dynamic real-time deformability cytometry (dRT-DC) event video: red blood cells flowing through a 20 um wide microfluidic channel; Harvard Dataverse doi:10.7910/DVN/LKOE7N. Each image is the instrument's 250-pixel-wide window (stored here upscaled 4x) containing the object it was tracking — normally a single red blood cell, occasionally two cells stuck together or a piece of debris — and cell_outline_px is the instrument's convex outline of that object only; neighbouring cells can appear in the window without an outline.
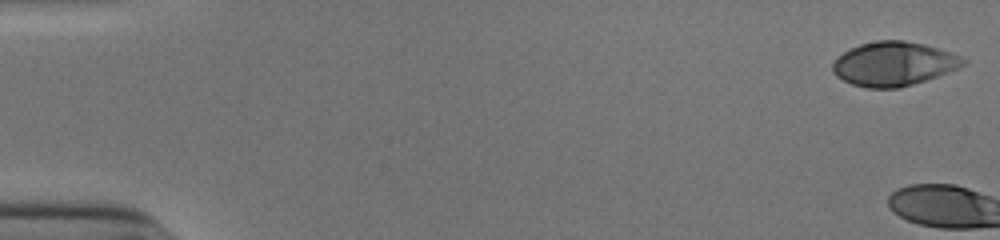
{"species": "human", "species_latin": "Homo sapiens", "temperature_condition": "cold", "stored_images_in_passage": 4, "camera_frame_rate_fps": 3000, "um_per_image_px": 0.085, "donor": {"sex": "male"}, "frame": {"image": 1, "passage_image": 1, "time_ms": 0.0, "image_size_px": [1000, 240], "cell_outline_px": [[968, 60], [960, 68], [900, 88], [868, 88], [852, 84], [836, 76], [832, 72], [832, 64], [836, 56], [860, 44], [876, 40], [904, 40], [924, 44], [960, 56]], "centroid_in_image_um": [75.93, 5.42], "position_along_channel_um": 9.1, "area_um2": 33.41}}